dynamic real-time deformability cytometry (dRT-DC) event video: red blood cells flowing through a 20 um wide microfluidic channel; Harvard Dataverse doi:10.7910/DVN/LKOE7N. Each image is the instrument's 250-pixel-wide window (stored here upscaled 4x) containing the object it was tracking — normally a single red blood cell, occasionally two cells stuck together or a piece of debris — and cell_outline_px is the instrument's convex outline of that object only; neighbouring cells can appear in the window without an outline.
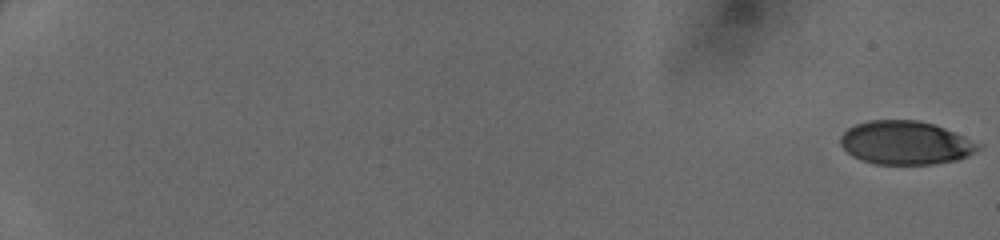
{"species": "human", "species_latin": "Homo sapiens", "temperature_condition": "cold", "stored_images_in_passage": 51, "camera_frame_rate_fps": 3000, "um_per_image_px": 0.085, "donor": {"sex": "female"}, "frame": {"image": 1, "passage_image": 1, "time_ms": 0.0, "image_size_px": [1000, 240], "cell_outline_px": [[984, 144], [976, 152], [960, 160], [932, 164], [876, 164], [860, 160], [852, 156], [840, 144], [840, 136], [848, 128], [856, 124], [868, 120], [920, 120], [944, 128]], "centroid_in_image_um": [77.0, 12.14], "position_along_channel_um": 8.0, "area_um2": 35.2}}
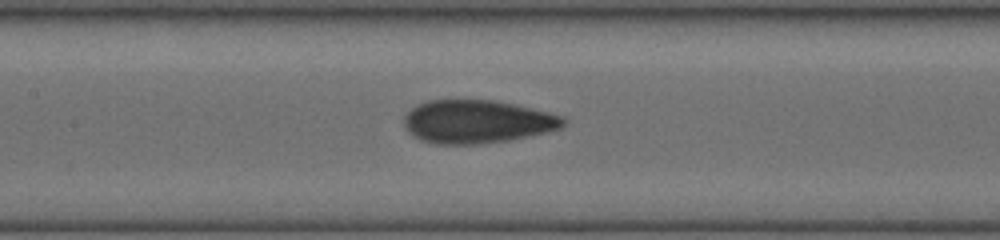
{"frame": {"image": 2, "passage_image": 28, "time_ms": 9.0, "image_size_px": [1000, 240], "cell_outline_px": [[568, 120], [560, 128], [548, 132], [508, 140], [480, 144], [436, 144], [420, 140], [412, 136], [404, 128], [404, 116], [416, 104], [428, 100], [496, 100], [516, 104], [564, 116]], "centroid_in_image_um": [40.54, 10.34], "position_along_channel_um": 166.9, "area_um2": 40.46}}
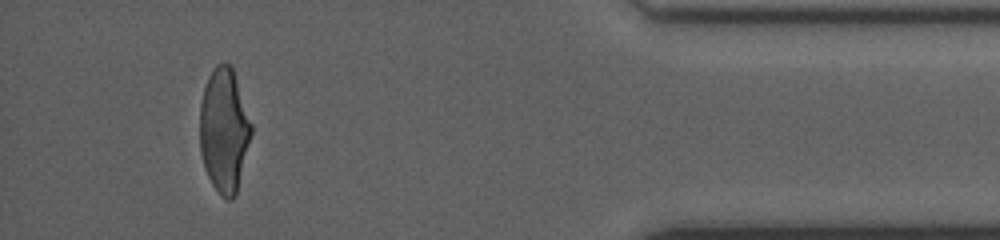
{"frame": {"image": 3, "passage_image": 48, "time_ms": 15.667, "image_size_px": [1000, 240], "cell_outline_px": [[252, 132], [236, 196], [232, 200], [228, 200], [220, 196], [212, 184], [208, 176], [204, 164], [200, 148], [200, 104], [204, 88], [208, 76], [212, 68], [216, 64], [224, 60], [232, 64], [252, 124]], "centroid_in_image_um": [19.06, 11.03], "position_along_channel_um": 416.1, "area_um2": 37.63}}